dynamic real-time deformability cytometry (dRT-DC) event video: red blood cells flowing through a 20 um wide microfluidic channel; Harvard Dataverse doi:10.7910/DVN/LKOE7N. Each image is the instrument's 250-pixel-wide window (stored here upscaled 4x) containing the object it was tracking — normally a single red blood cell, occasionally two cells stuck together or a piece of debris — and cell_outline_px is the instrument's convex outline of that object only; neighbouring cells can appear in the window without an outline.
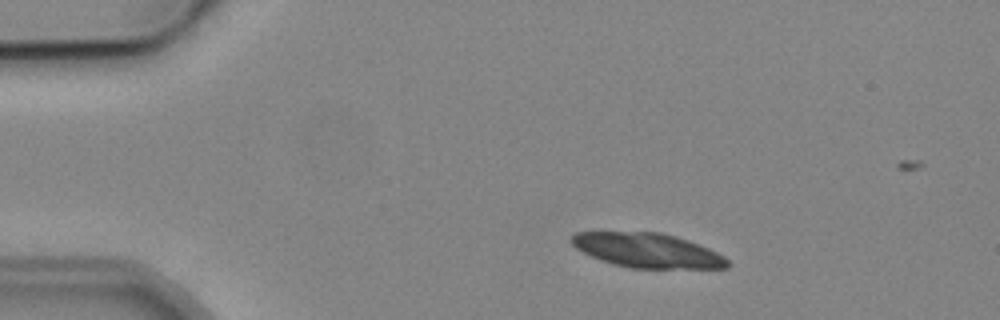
{"species": "common noctule bat (a hibernating species)", "species_latin": "Nyctalus noctula", "temperature_condition": "cold", "stored_images_in_passage": 4, "camera_frame_rate_fps": 3000, "um_per_image_px": 0.085, "animal": {"sex": "male", "body_mass_g": 19.2, "forearm_length_mm": 51.8}, "frame": {"image": 1, "passage_image": 1, "time_ms": 0.0, "image_size_px": [1000, 320], "cell_outline_px": [[732, 264], [728, 268], [632, 268], [612, 264], [600, 260], [576, 248], [568, 240], [576, 232], [660, 232], [676, 236], [688, 240], [708, 248], [724, 256]], "centroid_in_image_um": [55.04, 21.28], "position_along_channel_um": 30.0, "area_um2": 31.33}}